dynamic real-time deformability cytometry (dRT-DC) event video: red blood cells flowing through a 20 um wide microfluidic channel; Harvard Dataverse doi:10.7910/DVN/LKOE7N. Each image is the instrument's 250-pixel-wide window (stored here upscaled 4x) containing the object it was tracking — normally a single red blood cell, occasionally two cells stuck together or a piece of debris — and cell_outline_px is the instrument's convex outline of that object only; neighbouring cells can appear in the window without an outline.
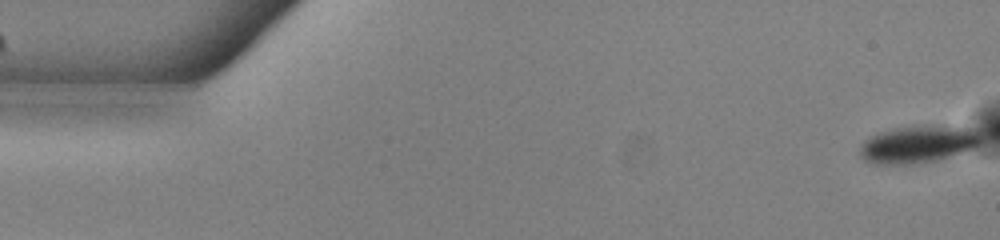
{"species": "common noctule bat (a hibernating species)", "species_latin": "Nyctalus noctula", "temperature_condition": "warm", "stored_images_in_passage": 54, "camera_frame_rate_fps": 3000, "um_per_image_px": 0.085, "animal": {"sex": "male", "body_mass_g": 13.0, "forearm_length_mm": 53.1}, "frame": {"image": 1, "passage_image": 1, "time_ms": 0.0, "image_size_px": [1000, 240], "cell_outline_px": [[980, 144], [976, 148], [936, 160], [912, 164], [876, 164], [864, 160], [860, 156], [860, 144], [864, 140], [880, 132], [896, 128], [924, 124], [960, 128], [976, 132], [980, 136]], "centroid_in_image_um": [77.98, 12.27], "position_along_channel_um": 7.0, "area_um2": 26.07}}
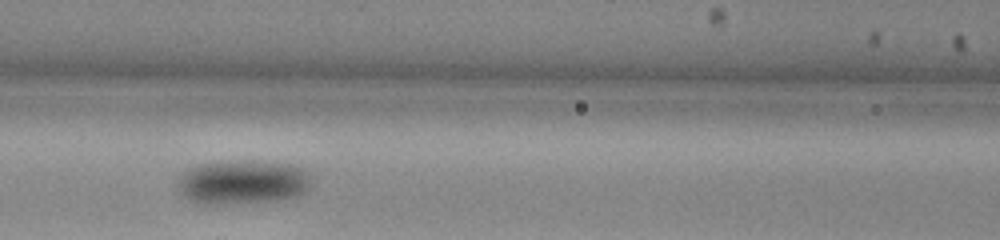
{"frame": {"image": 2, "passage_image": 23, "time_ms": 7.333, "image_size_px": [1000, 240], "cell_outline_px": [[308, 188], [304, 192], [296, 196], [276, 200], [216, 204], [200, 204], [188, 200], [180, 192], [176, 184], [180, 176], [188, 168], [200, 164], [216, 160], [244, 160], [288, 164], [304, 168], [308, 172]], "centroid_in_image_um": [20.54, 15.46], "position_along_channel_um": 146.1, "area_um2": 34.51}}
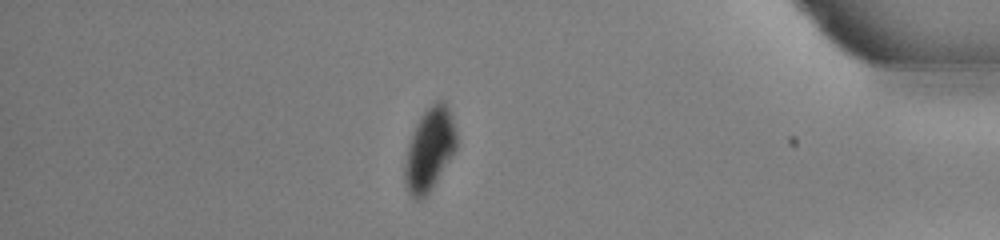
{"frame": {"image": 3, "passage_image": 46, "time_ms": 15.0, "image_size_px": [1000, 240], "cell_outline_px": [[456, 148], [432, 188], [420, 200], [416, 200], [408, 192], [404, 180], [404, 164], [408, 144], [416, 124], [420, 116], [436, 100], [444, 100], [452, 116], [456, 132]], "centroid_in_image_um": [36.49, 12.69], "position_along_channel_um": 398.7, "area_um2": 24.68}}